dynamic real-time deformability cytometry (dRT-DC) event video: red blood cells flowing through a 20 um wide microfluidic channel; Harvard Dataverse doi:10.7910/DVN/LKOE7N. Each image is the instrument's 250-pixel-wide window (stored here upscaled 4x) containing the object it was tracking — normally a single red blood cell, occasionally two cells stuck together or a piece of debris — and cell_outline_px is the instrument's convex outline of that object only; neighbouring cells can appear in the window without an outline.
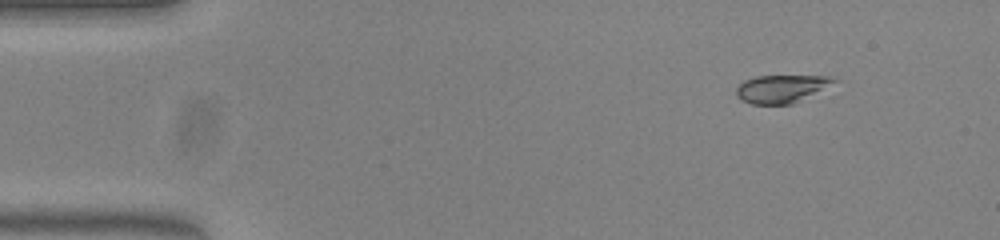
{"species": "common noctule bat (a hibernating species)", "species_latin": "Nyctalus noctula", "temperature_condition": "warm", "stored_images_in_passage": 47, "camera_frame_rate_fps": 3000, "um_per_image_px": 0.085, "animal": {"sex": "female", "body_mass_g": 23.0, "forearm_length_mm": 53.4}, "frame": {"image": 1, "passage_image": 1, "time_ms": 0.0, "image_size_px": [1000, 240], "cell_outline_px": [[824, 80], [816, 88], [784, 104], [756, 104], [740, 96], [740, 88], [748, 80], [764, 76], [808, 76]], "centroid_in_image_um": [66.1, 7.55], "position_along_channel_um": 18.9, "area_um2": 12.6}}
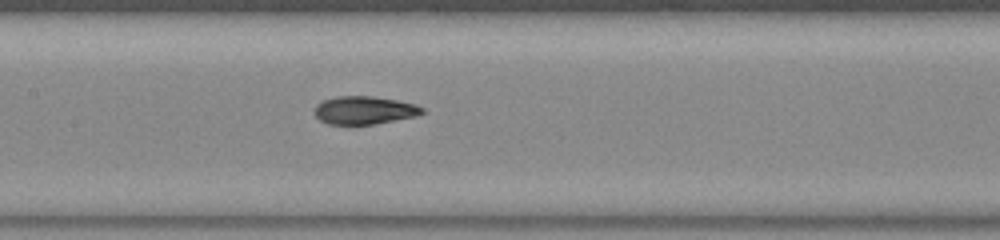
{"frame": {"image": 2, "passage_image": 20, "time_ms": 6.333, "image_size_px": [1000, 240], "cell_outline_px": [[420, 112], [404, 116], [368, 124], [336, 124], [324, 120], [316, 112], [316, 108], [320, 104], [328, 100], [356, 96], [388, 100], [408, 104], [420, 108]], "centroid_in_image_um": [30.85, 9.38], "position_along_channel_um": 176.6, "area_um2": 14.97}}
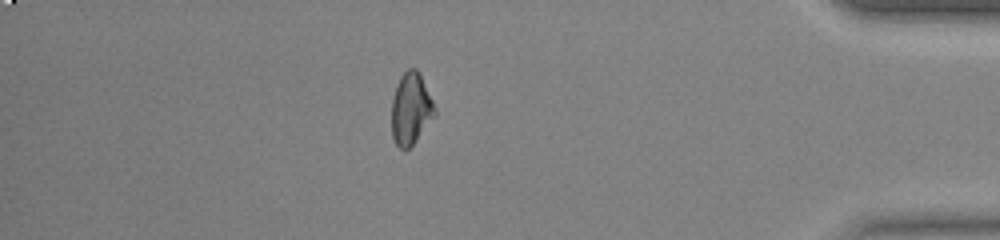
{"frame": {"image": 3, "passage_image": 40, "time_ms": 13.0, "image_size_px": [1000, 240], "cell_outline_px": [[432, 108], [412, 144], [408, 148], [404, 148], [396, 140], [392, 132], [392, 108], [396, 88], [400, 80], [408, 72], [416, 72], [420, 76], [432, 104]], "centroid_in_image_um": [34.83, 9.25], "position_along_channel_um": 400.4, "area_um2": 15.2}, "authors_computed_cell_mechanics": {"area_um2": 14.6234, "velocity_mm_per_s": 3.9833, "shape_relaxation_time_tau1_ms": 5.2393, "shape_relaxation_time_tau2_ms": 0.998, "deformation_change_tau1": 0.2124, "deformation_change_tau2": 0.0716}}